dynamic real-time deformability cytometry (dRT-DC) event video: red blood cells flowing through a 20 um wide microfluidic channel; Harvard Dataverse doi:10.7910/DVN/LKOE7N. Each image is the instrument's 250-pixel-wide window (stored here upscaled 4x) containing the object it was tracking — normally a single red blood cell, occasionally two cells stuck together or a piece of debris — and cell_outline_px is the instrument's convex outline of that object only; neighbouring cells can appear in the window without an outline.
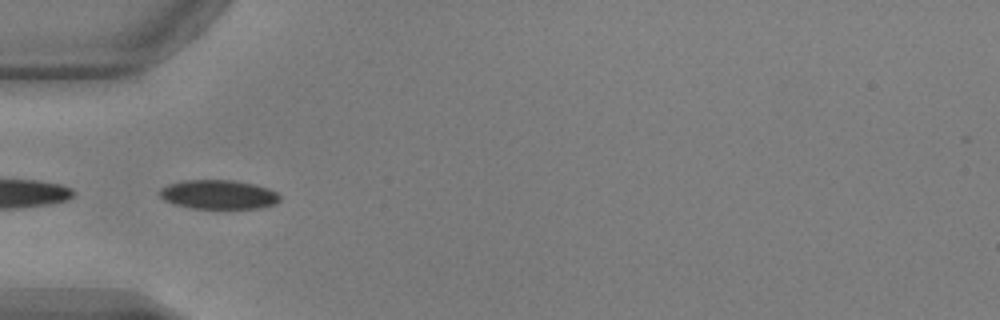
{"species": "common noctule bat (a hibernating species)", "species_latin": "Nyctalus noctula", "temperature_condition": "warm", "stored_images_in_passage": 4, "camera_frame_rate_fps": 3000, "um_per_image_px": 0.085, "animal": {"sex": "male", "body_mass_g": 17.9, "forearm_length_mm": 54.2}, "frame": {"image": 1, "passage_image": 2, "time_ms": 0.333, "image_size_px": [1000, 320], "cell_outline_px": [[280, 200], [276, 204], [260, 208], [192, 208], [176, 204], [164, 200], [160, 196], [160, 188], [168, 184], [184, 180], [232, 180], [256, 184], [268, 188], [276, 192], [280, 196]], "centroid_in_image_um": [18.6, 16.53], "position_along_channel_um": 66.4, "area_um2": 20.4}}